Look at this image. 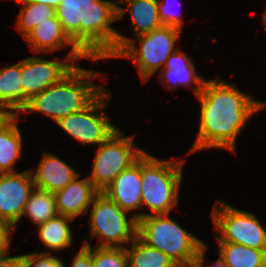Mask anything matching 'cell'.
<instances>
[{
    "label": "cell",
    "mask_w": 266,
    "mask_h": 267,
    "mask_svg": "<svg viewBox=\"0 0 266 267\" xmlns=\"http://www.w3.org/2000/svg\"><path fill=\"white\" fill-rule=\"evenodd\" d=\"M117 4L118 20L122 19L129 10L133 28L132 33L135 36L151 32L162 26L158 0H117ZM121 4L125 7H121Z\"/></svg>",
    "instance_id": "obj_18"
},
{
    "label": "cell",
    "mask_w": 266,
    "mask_h": 267,
    "mask_svg": "<svg viewBox=\"0 0 266 267\" xmlns=\"http://www.w3.org/2000/svg\"><path fill=\"white\" fill-rule=\"evenodd\" d=\"M14 229L10 223L0 219V256L10 253V243L13 239L11 234Z\"/></svg>",
    "instance_id": "obj_30"
},
{
    "label": "cell",
    "mask_w": 266,
    "mask_h": 267,
    "mask_svg": "<svg viewBox=\"0 0 266 267\" xmlns=\"http://www.w3.org/2000/svg\"><path fill=\"white\" fill-rule=\"evenodd\" d=\"M216 242H230L266 251V230L254 213L216 200L211 213Z\"/></svg>",
    "instance_id": "obj_8"
},
{
    "label": "cell",
    "mask_w": 266,
    "mask_h": 267,
    "mask_svg": "<svg viewBox=\"0 0 266 267\" xmlns=\"http://www.w3.org/2000/svg\"><path fill=\"white\" fill-rule=\"evenodd\" d=\"M34 53H50L71 47L67 56L74 62L89 59L65 34L58 19H49L39 23L24 37Z\"/></svg>",
    "instance_id": "obj_13"
},
{
    "label": "cell",
    "mask_w": 266,
    "mask_h": 267,
    "mask_svg": "<svg viewBox=\"0 0 266 267\" xmlns=\"http://www.w3.org/2000/svg\"><path fill=\"white\" fill-rule=\"evenodd\" d=\"M128 267H177L163 252L143 243L136 237L126 247Z\"/></svg>",
    "instance_id": "obj_24"
},
{
    "label": "cell",
    "mask_w": 266,
    "mask_h": 267,
    "mask_svg": "<svg viewBox=\"0 0 266 267\" xmlns=\"http://www.w3.org/2000/svg\"><path fill=\"white\" fill-rule=\"evenodd\" d=\"M174 1L173 2L176 4L180 3L178 0ZM171 8H173L171 5V0H158V10L161 23L162 25L175 27L182 30L184 20L180 17L179 11H172Z\"/></svg>",
    "instance_id": "obj_28"
},
{
    "label": "cell",
    "mask_w": 266,
    "mask_h": 267,
    "mask_svg": "<svg viewBox=\"0 0 266 267\" xmlns=\"http://www.w3.org/2000/svg\"><path fill=\"white\" fill-rule=\"evenodd\" d=\"M92 267H128L126 248L92 247Z\"/></svg>",
    "instance_id": "obj_26"
},
{
    "label": "cell",
    "mask_w": 266,
    "mask_h": 267,
    "mask_svg": "<svg viewBox=\"0 0 266 267\" xmlns=\"http://www.w3.org/2000/svg\"><path fill=\"white\" fill-rule=\"evenodd\" d=\"M207 249V244L204 243L199 250V254L196 260L189 262L185 266H177V267H204L205 253Z\"/></svg>",
    "instance_id": "obj_32"
},
{
    "label": "cell",
    "mask_w": 266,
    "mask_h": 267,
    "mask_svg": "<svg viewBox=\"0 0 266 267\" xmlns=\"http://www.w3.org/2000/svg\"><path fill=\"white\" fill-rule=\"evenodd\" d=\"M263 14H264L263 21H264V23H265V26H266V12H264Z\"/></svg>",
    "instance_id": "obj_36"
},
{
    "label": "cell",
    "mask_w": 266,
    "mask_h": 267,
    "mask_svg": "<svg viewBox=\"0 0 266 267\" xmlns=\"http://www.w3.org/2000/svg\"><path fill=\"white\" fill-rule=\"evenodd\" d=\"M73 220L71 217L58 214L36 227L44 249H49V251L46 252L47 249H45L41 253L52 254L53 251L57 253L60 250L71 247L73 244V233L70 224Z\"/></svg>",
    "instance_id": "obj_21"
},
{
    "label": "cell",
    "mask_w": 266,
    "mask_h": 267,
    "mask_svg": "<svg viewBox=\"0 0 266 267\" xmlns=\"http://www.w3.org/2000/svg\"><path fill=\"white\" fill-rule=\"evenodd\" d=\"M91 205L89 228L91 239H99L96 247L126 248L137 237V218L104 193L99 192Z\"/></svg>",
    "instance_id": "obj_7"
},
{
    "label": "cell",
    "mask_w": 266,
    "mask_h": 267,
    "mask_svg": "<svg viewBox=\"0 0 266 267\" xmlns=\"http://www.w3.org/2000/svg\"><path fill=\"white\" fill-rule=\"evenodd\" d=\"M24 215L29 217L28 219H30L36 227L50 218L57 216L58 211L54 194L52 192L34 188L25 205L22 218Z\"/></svg>",
    "instance_id": "obj_25"
},
{
    "label": "cell",
    "mask_w": 266,
    "mask_h": 267,
    "mask_svg": "<svg viewBox=\"0 0 266 267\" xmlns=\"http://www.w3.org/2000/svg\"><path fill=\"white\" fill-rule=\"evenodd\" d=\"M34 188L30 169L0 174V219L15 228Z\"/></svg>",
    "instance_id": "obj_12"
},
{
    "label": "cell",
    "mask_w": 266,
    "mask_h": 267,
    "mask_svg": "<svg viewBox=\"0 0 266 267\" xmlns=\"http://www.w3.org/2000/svg\"><path fill=\"white\" fill-rule=\"evenodd\" d=\"M21 61L0 69V107L8 115H21L24 92L20 84Z\"/></svg>",
    "instance_id": "obj_20"
},
{
    "label": "cell",
    "mask_w": 266,
    "mask_h": 267,
    "mask_svg": "<svg viewBox=\"0 0 266 267\" xmlns=\"http://www.w3.org/2000/svg\"><path fill=\"white\" fill-rule=\"evenodd\" d=\"M22 7L17 16L16 29L23 36L28 35L34 27L43 21L57 19L56 8L26 0H15Z\"/></svg>",
    "instance_id": "obj_23"
},
{
    "label": "cell",
    "mask_w": 266,
    "mask_h": 267,
    "mask_svg": "<svg viewBox=\"0 0 266 267\" xmlns=\"http://www.w3.org/2000/svg\"><path fill=\"white\" fill-rule=\"evenodd\" d=\"M10 253L0 256V267H23V255L9 256Z\"/></svg>",
    "instance_id": "obj_31"
},
{
    "label": "cell",
    "mask_w": 266,
    "mask_h": 267,
    "mask_svg": "<svg viewBox=\"0 0 266 267\" xmlns=\"http://www.w3.org/2000/svg\"><path fill=\"white\" fill-rule=\"evenodd\" d=\"M141 157L129 168L123 170L102 191L122 210L130 213L141 209L142 203Z\"/></svg>",
    "instance_id": "obj_14"
},
{
    "label": "cell",
    "mask_w": 266,
    "mask_h": 267,
    "mask_svg": "<svg viewBox=\"0 0 266 267\" xmlns=\"http://www.w3.org/2000/svg\"><path fill=\"white\" fill-rule=\"evenodd\" d=\"M115 1V2H114ZM117 0H62L56 8L65 34L89 58L108 61L117 53Z\"/></svg>",
    "instance_id": "obj_2"
},
{
    "label": "cell",
    "mask_w": 266,
    "mask_h": 267,
    "mask_svg": "<svg viewBox=\"0 0 266 267\" xmlns=\"http://www.w3.org/2000/svg\"><path fill=\"white\" fill-rule=\"evenodd\" d=\"M37 169L31 168L35 188L56 192L64 188L80 173L53 153H44Z\"/></svg>",
    "instance_id": "obj_17"
},
{
    "label": "cell",
    "mask_w": 266,
    "mask_h": 267,
    "mask_svg": "<svg viewBox=\"0 0 266 267\" xmlns=\"http://www.w3.org/2000/svg\"><path fill=\"white\" fill-rule=\"evenodd\" d=\"M137 237L146 245L167 255L177 266L197 259L205 243L190 234L169 214H153L137 221Z\"/></svg>",
    "instance_id": "obj_5"
},
{
    "label": "cell",
    "mask_w": 266,
    "mask_h": 267,
    "mask_svg": "<svg viewBox=\"0 0 266 267\" xmlns=\"http://www.w3.org/2000/svg\"><path fill=\"white\" fill-rule=\"evenodd\" d=\"M72 62L68 56L61 61L57 56L52 60L39 56L22 59L20 84L24 92V107L34 95L58 83L68 74L77 65Z\"/></svg>",
    "instance_id": "obj_11"
},
{
    "label": "cell",
    "mask_w": 266,
    "mask_h": 267,
    "mask_svg": "<svg viewBox=\"0 0 266 267\" xmlns=\"http://www.w3.org/2000/svg\"><path fill=\"white\" fill-rule=\"evenodd\" d=\"M98 193L88 177L80 179V174L77 175L64 188L53 193L58 214L73 219L86 215Z\"/></svg>",
    "instance_id": "obj_16"
},
{
    "label": "cell",
    "mask_w": 266,
    "mask_h": 267,
    "mask_svg": "<svg viewBox=\"0 0 266 267\" xmlns=\"http://www.w3.org/2000/svg\"><path fill=\"white\" fill-rule=\"evenodd\" d=\"M197 99L201 104L200 125L196 141L187 155L210 148L235 153L236 139L247 121L266 107L265 102L253 99L252 95L219 76L205 81Z\"/></svg>",
    "instance_id": "obj_1"
},
{
    "label": "cell",
    "mask_w": 266,
    "mask_h": 267,
    "mask_svg": "<svg viewBox=\"0 0 266 267\" xmlns=\"http://www.w3.org/2000/svg\"><path fill=\"white\" fill-rule=\"evenodd\" d=\"M209 267H228L227 264L225 263L223 257L219 254L218 259L210 265Z\"/></svg>",
    "instance_id": "obj_34"
},
{
    "label": "cell",
    "mask_w": 266,
    "mask_h": 267,
    "mask_svg": "<svg viewBox=\"0 0 266 267\" xmlns=\"http://www.w3.org/2000/svg\"><path fill=\"white\" fill-rule=\"evenodd\" d=\"M19 115H8L0 123V174L17 172L14 164L22 154V134Z\"/></svg>",
    "instance_id": "obj_19"
},
{
    "label": "cell",
    "mask_w": 266,
    "mask_h": 267,
    "mask_svg": "<svg viewBox=\"0 0 266 267\" xmlns=\"http://www.w3.org/2000/svg\"><path fill=\"white\" fill-rule=\"evenodd\" d=\"M8 116V114L0 107V123Z\"/></svg>",
    "instance_id": "obj_35"
},
{
    "label": "cell",
    "mask_w": 266,
    "mask_h": 267,
    "mask_svg": "<svg viewBox=\"0 0 266 267\" xmlns=\"http://www.w3.org/2000/svg\"><path fill=\"white\" fill-rule=\"evenodd\" d=\"M107 88L83 111L67 115L56 122L63 131L80 144L90 145L106 142L117 130L104 113L111 98ZM103 112V113H101Z\"/></svg>",
    "instance_id": "obj_10"
},
{
    "label": "cell",
    "mask_w": 266,
    "mask_h": 267,
    "mask_svg": "<svg viewBox=\"0 0 266 267\" xmlns=\"http://www.w3.org/2000/svg\"><path fill=\"white\" fill-rule=\"evenodd\" d=\"M182 30L162 25L151 32L137 35L136 41L126 37L120 31L117 35V53L112 58H125L136 64L138 74L145 83L156 71L163 69L168 57L178 47Z\"/></svg>",
    "instance_id": "obj_6"
},
{
    "label": "cell",
    "mask_w": 266,
    "mask_h": 267,
    "mask_svg": "<svg viewBox=\"0 0 266 267\" xmlns=\"http://www.w3.org/2000/svg\"><path fill=\"white\" fill-rule=\"evenodd\" d=\"M228 267H266V251L230 242H217Z\"/></svg>",
    "instance_id": "obj_22"
},
{
    "label": "cell",
    "mask_w": 266,
    "mask_h": 267,
    "mask_svg": "<svg viewBox=\"0 0 266 267\" xmlns=\"http://www.w3.org/2000/svg\"><path fill=\"white\" fill-rule=\"evenodd\" d=\"M159 71L160 83L167 90L185 86L191 89L196 97L202 91L206 81L196 72L193 60L179 48L168 57L165 66Z\"/></svg>",
    "instance_id": "obj_15"
},
{
    "label": "cell",
    "mask_w": 266,
    "mask_h": 267,
    "mask_svg": "<svg viewBox=\"0 0 266 267\" xmlns=\"http://www.w3.org/2000/svg\"><path fill=\"white\" fill-rule=\"evenodd\" d=\"M184 160L173 161L154 157L147 153L141 156L142 203L149 213H134L139 220L147 215L169 214L178 203Z\"/></svg>",
    "instance_id": "obj_4"
},
{
    "label": "cell",
    "mask_w": 266,
    "mask_h": 267,
    "mask_svg": "<svg viewBox=\"0 0 266 267\" xmlns=\"http://www.w3.org/2000/svg\"><path fill=\"white\" fill-rule=\"evenodd\" d=\"M103 73L76 65L58 83L34 95L22 113H39L56 123L67 115L87 108L106 87L92 80Z\"/></svg>",
    "instance_id": "obj_3"
},
{
    "label": "cell",
    "mask_w": 266,
    "mask_h": 267,
    "mask_svg": "<svg viewBox=\"0 0 266 267\" xmlns=\"http://www.w3.org/2000/svg\"><path fill=\"white\" fill-rule=\"evenodd\" d=\"M117 130L106 142L101 143L94 156L89 180L102 192L123 170L135 163L147 150L134 143V136H125Z\"/></svg>",
    "instance_id": "obj_9"
},
{
    "label": "cell",
    "mask_w": 266,
    "mask_h": 267,
    "mask_svg": "<svg viewBox=\"0 0 266 267\" xmlns=\"http://www.w3.org/2000/svg\"><path fill=\"white\" fill-rule=\"evenodd\" d=\"M26 1L40 3V4H46V5L52 6L54 8L59 7L60 3L62 2V0H26Z\"/></svg>",
    "instance_id": "obj_33"
},
{
    "label": "cell",
    "mask_w": 266,
    "mask_h": 267,
    "mask_svg": "<svg viewBox=\"0 0 266 267\" xmlns=\"http://www.w3.org/2000/svg\"><path fill=\"white\" fill-rule=\"evenodd\" d=\"M60 257L38 251L23 255V267H64Z\"/></svg>",
    "instance_id": "obj_27"
},
{
    "label": "cell",
    "mask_w": 266,
    "mask_h": 267,
    "mask_svg": "<svg viewBox=\"0 0 266 267\" xmlns=\"http://www.w3.org/2000/svg\"><path fill=\"white\" fill-rule=\"evenodd\" d=\"M92 245L87 239L83 240L80 250L75 253L71 267H92ZM64 267L66 265L64 264Z\"/></svg>",
    "instance_id": "obj_29"
}]
</instances>
